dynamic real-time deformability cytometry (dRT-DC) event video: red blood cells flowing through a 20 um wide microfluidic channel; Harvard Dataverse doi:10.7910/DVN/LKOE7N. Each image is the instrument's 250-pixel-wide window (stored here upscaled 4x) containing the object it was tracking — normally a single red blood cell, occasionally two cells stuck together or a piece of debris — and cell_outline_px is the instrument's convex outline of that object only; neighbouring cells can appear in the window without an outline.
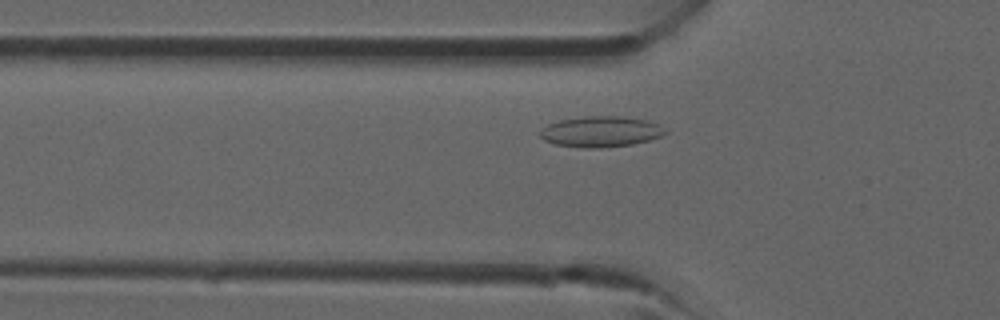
{"species": "common noctule bat (a hibernating species)", "species_latin": "Nyctalus noctula", "temperature_condition": "room temperature", "stored_images_in_passage": 30, "camera_frame_rate_fps": 3000, "um_per_image_px": 0.085, "animal": {"sex": "male", "forearm_length_mm": 52.5}, "frame": {"image": 1, "passage_image": 5, "time_ms": 1.333, "image_size_px": [1000, 320], "cell_outline_px": [[668, 132], [660, 136], [648, 140], [632, 144], [600, 148], [588, 148], [556, 144], [544, 140], [540, 136], [540, 132], [548, 124], [560, 120], [584, 116], [620, 116], [648, 120], [660, 124]], "centroid_in_image_um": [51.1, 11.18], "position_along_channel_um": 74.7, "area_um2": 22.31}}
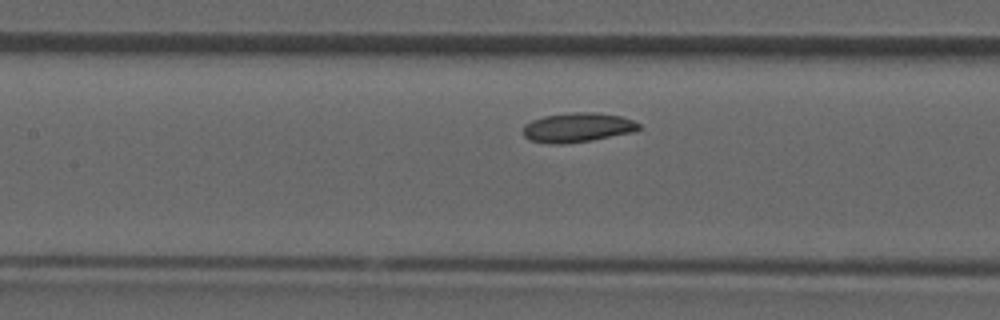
{"frame": {"image": 2, "passage_image": 10, "time_ms": 3.0, "image_size_px": [1000, 320], "cell_outline_px": [[640, 128], [636, 132], [592, 140], [564, 144], [548, 144], [528, 140], [524, 136], [524, 124], [532, 120], [544, 116], [572, 112], [596, 112], [620, 116], [632, 120], [640, 124]], "centroid_in_image_um": [49.09, 10.84], "position_along_channel_um": 158.3, "area_um2": 20.06}}
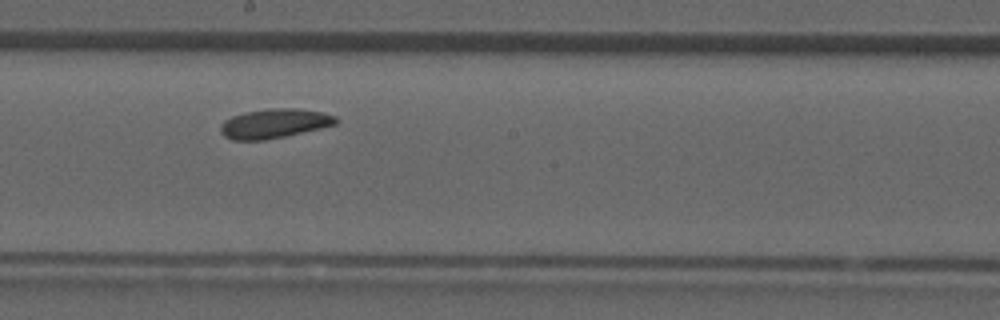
{"frame": {"image": 3, "passage_image": 14, "time_ms": 4.333, "image_size_px": [1000, 320], "cell_outline_px": [[340, 120], [336, 124], [320, 128], [284, 136], [264, 140], [232, 140], [224, 136], [220, 132], [220, 128], [224, 120], [232, 116], [244, 112], [268, 108], [300, 108], [324, 112], [336, 116]], "centroid_in_image_um": [23.33, 10.48], "position_along_channel_um": 224.9, "area_um2": 19.88}}